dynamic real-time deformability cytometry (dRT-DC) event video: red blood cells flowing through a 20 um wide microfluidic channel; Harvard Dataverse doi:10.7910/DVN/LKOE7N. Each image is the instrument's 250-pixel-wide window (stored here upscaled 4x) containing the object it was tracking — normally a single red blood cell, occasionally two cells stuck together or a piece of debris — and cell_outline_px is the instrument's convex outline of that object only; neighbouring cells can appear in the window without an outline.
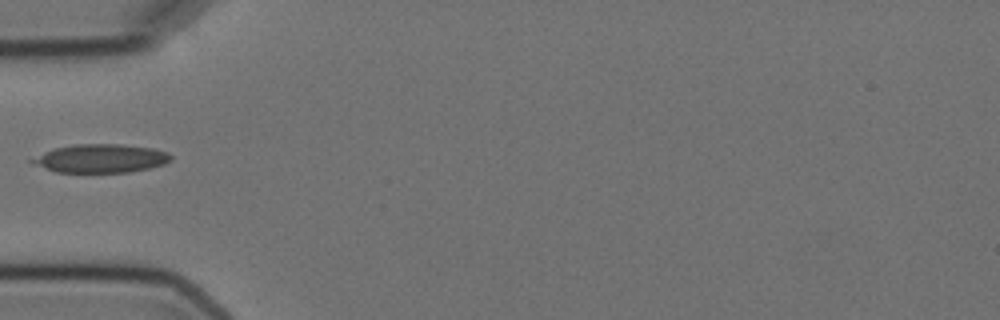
{"species": "Egyptian fruit bat (a non-hibernating species)", "species_latin": "Rousettus aegyptiacus", "temperature_condition": "cold", "stored_images_in_passage": 5, "camera_frame_rate_fps": 3000, "um_per_image_px": 0.085, "animal": {"sex": "female"}, "frame": {"image": 1, "passage_image": 5, "time_ms": 5.0, "image_size_px": [1000, 320], "cell_outline_px": [[172, 160], [164, 164], [148, 168], [128, 172], [56, 172], [28, 160], [44, 152], [56, 148], [72, 144], [120, 144], [152, 148], [168, 152], [172, 156]], "centroid_in_image_um": [8.61, 13.46], "position_along_channel_um": 76.4, "area_um2": 22.77}}